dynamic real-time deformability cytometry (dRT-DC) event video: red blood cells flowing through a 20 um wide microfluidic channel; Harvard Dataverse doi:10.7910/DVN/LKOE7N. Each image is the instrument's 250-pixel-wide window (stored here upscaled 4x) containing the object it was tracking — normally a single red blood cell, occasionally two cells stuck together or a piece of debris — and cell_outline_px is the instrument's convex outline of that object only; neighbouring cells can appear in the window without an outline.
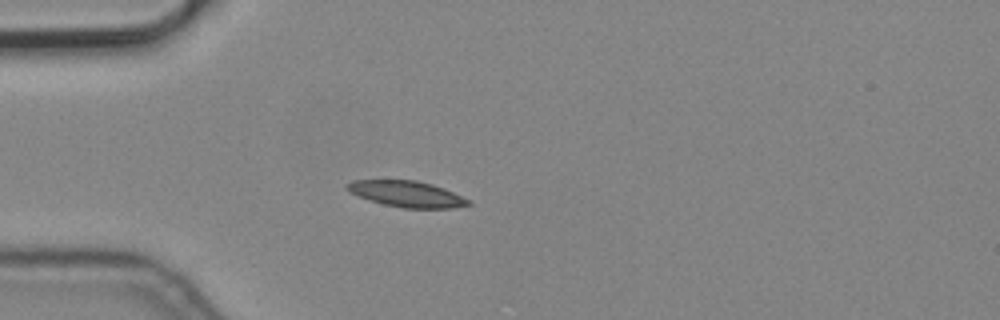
{"species": "common noctule bat (a hibernating species)", "species_latin": "Nyctalus noctula", "temperature_condition": "cold", "stored_images_in_passage": 4, "camera_frame_rate_fps": 3000, "um_per_image_px": 0.085, "animal": {"sex": "male", "body_mass_g": 19.2, "forearm_length_mm": 51.8}, "frame": {"image": 1, "passage_image": 4, "time_ms": 1.0, "image_size_px": [1000, 320], "cell_outline_px": [[472, 204], [452, 208], [404, 208], [384, 204], [368, 200], [348, 192], [344, 188], [344, 184], [352, 180], [416, 180], [432, 184], [444, 188], [472, 200]], "centroid_in_image_um": [34.55, 16.48], "position_along_channel_um": 50.4, "area_um2": 18.67}}